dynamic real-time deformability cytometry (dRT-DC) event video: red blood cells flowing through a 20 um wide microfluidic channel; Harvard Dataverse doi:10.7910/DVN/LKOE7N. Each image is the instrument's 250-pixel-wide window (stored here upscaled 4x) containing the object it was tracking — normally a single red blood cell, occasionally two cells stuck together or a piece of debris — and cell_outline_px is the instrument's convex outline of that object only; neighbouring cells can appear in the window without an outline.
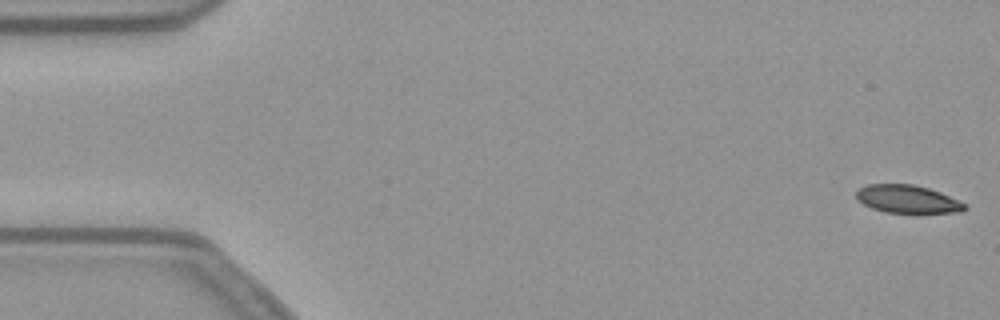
{"species": "common noctule bat (a hibernating species)", "species_latin": "Nyctalus noctula", "temperature_condition": "warm", "stored_images_in_passage": 46, "camera_frame_rate_fps": 3000, "um_per_image_px": 0.085, "animal": {"sex": "female", "body_mass_g": 21.9}, "frame": {"image": 1, "passage_image": 1, "time_ms": 0.0, "image_size_px": [1000, 320], "cell_outline_px": [[968, 208], [960, 212], [916, 216], [912, 216], [884, 212], [872, 208], [856, 200], [856, 192], [860, 188], [868, 184], [912, 184], [928, 188], [940, 192], [964, 204]], "centroid_in_image_um": [77.15, 16.99], "position_along_channel_um": 7.9, "area_um2": 18.5}}
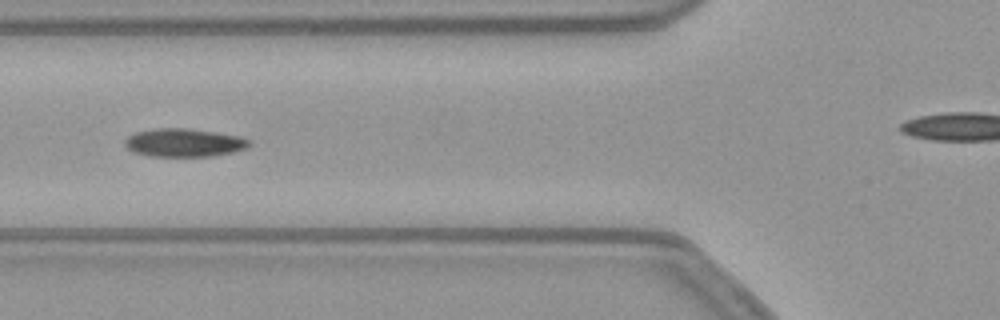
{"frame": {"image": 2, "passage_image": 20, "time_ms": 6.333, "image_size_px": [1000, 320], "cell_outline_px": [[252, 144], [248, 148], [236, 152], [212, 156], [148, 156], [132, 152], [124, 144], [124, 140], [128, 136], [136, 132], [156, 128], [184, 128], [240, 136], [248, 140]], "centroid_in_image_um": [15.64, 12.14], "position_along_channel_um": 110.2, "area_um2": 20.52}}
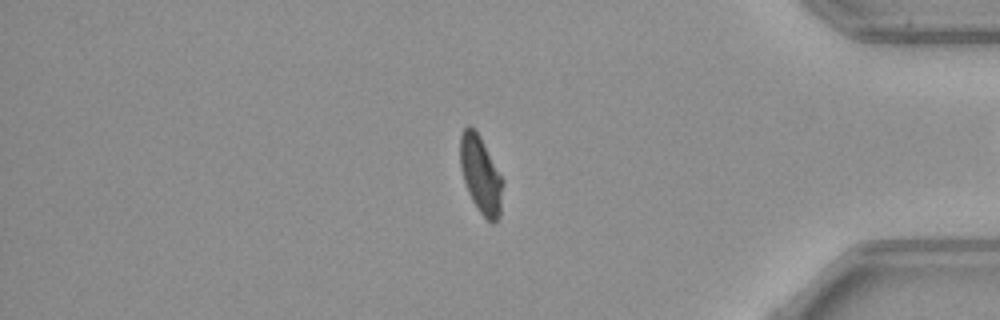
{"frame": {"image": 3, "passage_image": 45, "time_ms": 14.667, "image_size_px": [1000, 320], "cell_outline_px": [[504, 180], [500, 216], [492, 224], [480, 212], [472, 200], [468, 192], [460, 168], [460, 136], [464, 128], [468, 124], [480, 136]], "centroid_in_image_um": [40.87, 14.86], "position_along_channel_um": 394.3, "area_um2": 19.19}}